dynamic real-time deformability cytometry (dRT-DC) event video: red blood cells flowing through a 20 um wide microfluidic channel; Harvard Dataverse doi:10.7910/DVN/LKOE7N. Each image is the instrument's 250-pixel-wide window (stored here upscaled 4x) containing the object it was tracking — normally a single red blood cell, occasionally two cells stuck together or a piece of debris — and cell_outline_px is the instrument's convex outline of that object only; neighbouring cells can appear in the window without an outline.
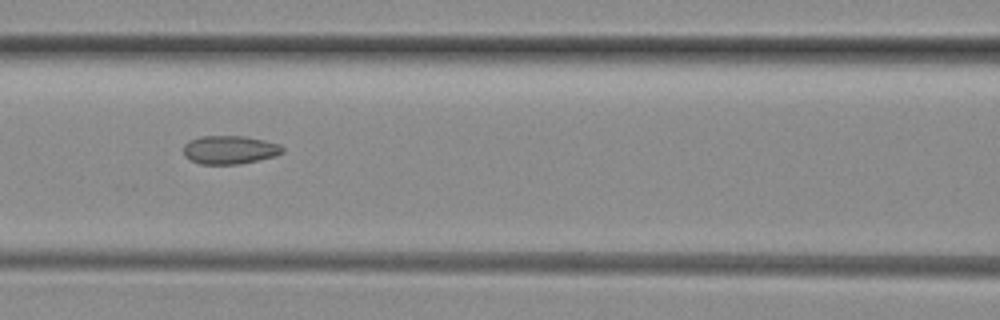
{"species": "common noctule bat (a hibernating species)", "species_latin": "Nyctalus noctula", "temperature_condition": "room temperature", "stored_images_in_passage": 34, "camera_frame_rate_fps": 3000, "um_per_image_px": 0.085, "animal": {"sex": "female", "body_mass_g": 29.2, "forearm_length_mm": 56.3}, "frame": {"image": 1, "passage_image": 6, "time_ms": 1.667, "image_size_px": [1000, 320], "cell_outline_px": [[284, 152], [276, 156], [240, 164], [200, 164], [184, 156], [184, 144], [188, 140], [200, 136], [244, 136], [264, 140], [280, 144], [284, 148]], "centroid_in_image_um": [19.53, 12.73], "position_along_channel_um": 147.1, "area_um2": 16.53}}
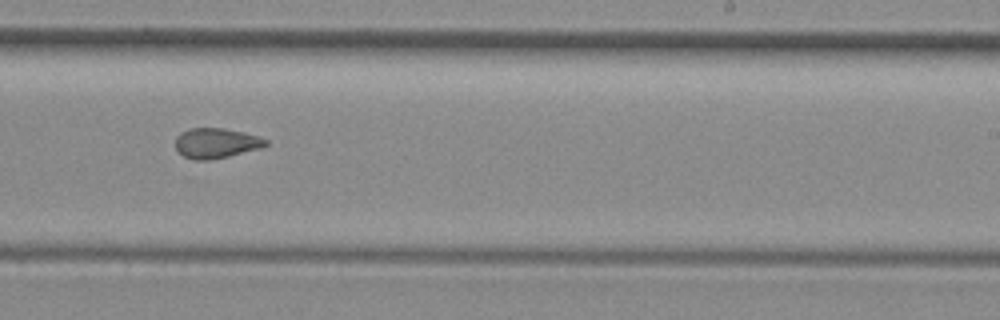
{"frame": {"image": 2, "passage_image": 15, "time_ms": 4.667, "image_size_px": [1000, 320], "cell_outline_px": [[268, 144], [260, 148], [228, 156], [208, 160], [192, 160], [184, 156], [176, 148], [176, 136], [180, 132], [188, 128], [224, 128], [244, 132], [268, 140]], "centroid_in_image_um": [18.34, 12.15], "position_along_channel_um": 270.7, "area_um2": 15.78}}